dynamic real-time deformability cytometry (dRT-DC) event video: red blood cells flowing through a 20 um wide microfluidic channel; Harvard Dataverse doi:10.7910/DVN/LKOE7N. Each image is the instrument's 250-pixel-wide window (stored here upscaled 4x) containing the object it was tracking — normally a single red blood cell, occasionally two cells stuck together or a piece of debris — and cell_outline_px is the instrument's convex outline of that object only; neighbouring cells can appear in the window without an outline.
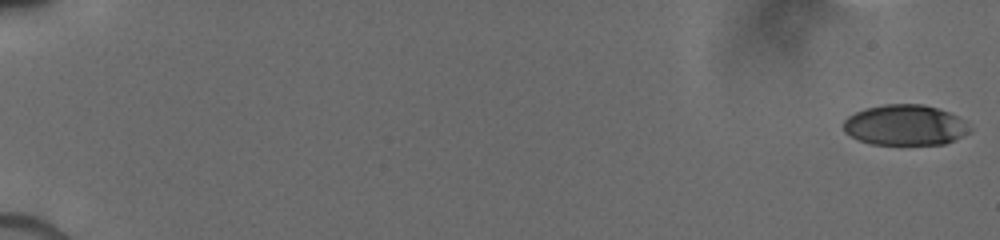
{"species": "human", "species_latin": "Homo sapiens", "temperature_condition": "cold", "stored_images_in_passage": 28, "camera_frame_rate_fps": 3000, "um_per_image_px": 0.085, "donor": {"sex": "male"}, "frame": {"image": 1, "passage_image": 1, "time_ms": 0.0, "image_size_px": [1000, 240], "cell_outline_px": [[972, 132], [964, 136], [944, 144], [872, 144], [860, 140], [844, 132], [844, 120], [848, 116], [864, 108], [884, 104], [924, 104], [948, 112], [964, 120], [972, 128]], "centroid_in_image_um": [76.96, 10.63], "position_along_channel_um": 8.0, "area_um2": 29.88}}